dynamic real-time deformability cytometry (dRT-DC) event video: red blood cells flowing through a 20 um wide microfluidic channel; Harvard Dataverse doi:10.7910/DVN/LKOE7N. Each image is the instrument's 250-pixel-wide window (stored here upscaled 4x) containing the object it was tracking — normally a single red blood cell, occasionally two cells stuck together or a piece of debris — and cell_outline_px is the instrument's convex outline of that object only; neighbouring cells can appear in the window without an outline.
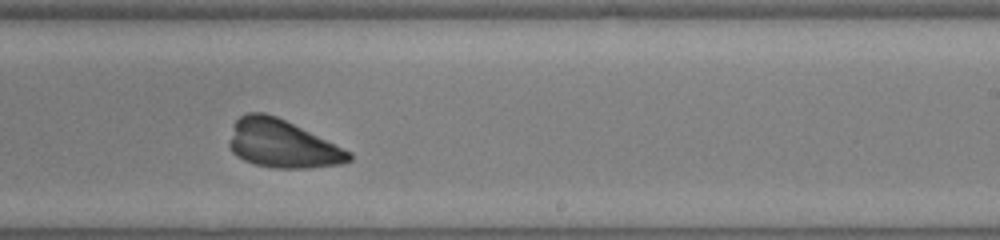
{"species": "common noctule bat (a hibernating species)", "species_latin": "Nyctalus noctula", "temperature_condition": "warm", "stored_images_in_passage": 31, "segment_of_instrument_passage": [2, 2], "camera_frame_rate_fps": 3000, "um_per_image_px": 0.085, "animal": {"sex": "male", "body_mass_g": 19.0, "forearm_length_mm": 50.8}, "frame": {"image": 1, "passage_image": 22, "time_ms": 7.0, "image_size_px": [1000, 240], "cell_outline_px": [[352, 160], [340, 164], [308, 168], [272, 168], [252, 164], [236, 156], [232, 152], [228, 144], [228, 140], [236, 120], [240, 116], [248, 112], [264, 112], [276, 116], [352, 152]], "centroid_in_image_um": [23.95, 12.24], "position_along_channel_um": 265.0, "area_um2": 33.41}}